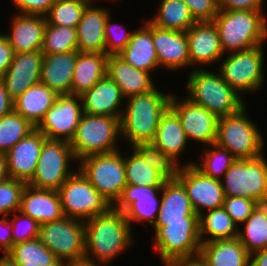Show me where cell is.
I'll return each mask as SVG.
<instances>
[{
	"label": "cell",
	"instance_id": "obj_1",
	"mask_svg": "<svg viewBox=\"0 0 267 266\" xmlns=\"http://www.w3.org/2000/svg\"><path fill=\"white\" fill-rule=\"evenodd\" d=\"M85 256L89 263L110 265L136 243L133 228L123 212L111 207L106 213L84 221Z\"/></svg>",
	"mask_w": 267,
	"mask_h": 266
},
{
	"label": "cell",
	"instance_id": "obj_2",
	"mask_svg": "<svg viewBox=\"0 0 267 266\" xmlns=\"http://www.w3.org/2000/svg\"><path fill=\"white\" fill-rule=\"evenodd\" d=\"M154 90L126 98L120 119L121 142L125 140L132 148L138 144L152 143L161 116L170 107L173 92Z\"/></svg>",
	"mask_w": 267,
	"mask_h": 266
},
{
	"label": "cell",
	"instance_id": "obj_3",
	"mask_svg": "<svg viewBox=\"0 0 267 266\" xmlns=\"http://www.w3.org/2000/svg\"><path fill=\"white\" fill-rule=\"evenodd\" d=\"M258 10H219L213 23L219 32L224 54L244 51L265 44L267 18Z\"/></svg>",
	"mask_w": 267,
	"mask_h": 266
},
{
	"label": "cell",
	"instance_id": "obj_4",
	"mask_svg": "<svg viewBox=\"0 0 267 266\" xmlns=\"http://www.w3.org/2000/svg\"><path fill=\"white\" fill-rule=\"evenodd\" d=\"M187 98L206 108L218 118L235 114L247 102L237 94L222 78L217 70L193 69L186 78Z\"/></svg>",
	"mask_w": 267,
	"mask_h": 266
},
{
	"label": "cell",
	"instance_id": "obj_5",
	"mask_svg": "<svg viewBox=\"0 0 267 266\" xmlns=\"http://www.w3.org/2000/svg\"><path fill=\"white\" fill-rule=\"evenodd\" d=\"M247 104L237 113L219 117L215 144L227 149L237 159H253L263 155L265 138L257 122L247 112Z\"/></svg>",
	"mask_w": 267,
	"mask_h": 266
},
{
	"label": "cell",
	"instance_id": "obj_6",
	"mask_svg": "<svg viewBox=\"0 0 267 266\" xmlns=\"http://www.w3.org/2000/svg\"><path fill=\"white\" fill-rule=\"evenodd\" d=\"M120 139V118L83 113L70 146L76 160L80 161L90 155L120 150Z\"/></svg>",
	"mask_w": 267,
	"mask_h": 266
},
{
	"label": "cell",
	"instance_id": "obj_7",
	"mask_svg": "<svg viewBox=\"0 0 267 266\" xmlns=\"http://www.w3.org/2000/svg\"><path fill=\"white\" fill-rule=\"evenodd\" d=\"M153 227V249L163 266L199 254V221L155 222Z\"/></svg>",
	"mask_w": 267,
	"mask_h": 266
},
{
	"label": "cell",
	"instance_id": "obj_8",
	"mask_svg": "<svg viewBox=\"0 0 267 266\" xmlns=\"http://www.w3.org/2000/svg\"><path fill=\"white\" fill-rule=\"evenodd\" d=\"M264 45L224 54L220 60L222 63L219 64V68H216L222 75L223 80L243 99L246 96L244 94H248V92L256 93L262 89V85L265 83Z\"/></svg>",
	"mask_w": 267,
	"mask_h": 266
},
{
	"label": "cell",
	"instance_id": "obj_9",
	"mask_svg": "<svg viewBox=\"0 0 267 266\" xmlns=\"http://www.w3.org/2000/svg\"><path fill=\"white\" fill-rule=\"evenodd\" d=\"M121 150L84 157L77 168L91 185L113 206L126 184L124 152Z\"/></svg>",
	"mask_w": 267,
	"mask_h": 266
},
{
	"label": "cell",
	"instance_id": "obj_10",
	"mask_svg": "<svg viewBox=\"0 0 267 266\" xmlns=\"http://www.w3.org/2000/svg\"><path fill=\"white\" fill-rule=\"evenodd\" d=\"M57 191L64 217L86 221L112 207L78 168Z\"/></svg>",
	"mask_w": 267,
	"mask_h": 266
},
{
	"label": "cell",
	"instance_id": "obj_11",
	"mask_svg": "<svg viewBox=\"0 0 267 266\" xmlns=\"http://www.w3.org/2000/svg\"><path fill=\"white\" fill-rule=\"evenodd\" d=\"M70 162L76 160L70 142L46 139L43 142L34 176L27 183L38 189L58 190L77 169Z\"/></svg>",
	"mask_w": 267,
	"mask_h": 266
},
{
	"label": "cell",
	"instance_id": "obj_12",
	"mask_svg": "<svg viewBox=\"0 0 267 266\" xmlns=\"http://www.w3.org/2000/svg\"><path fill=\"white\" fill-rule=\"evenodd\" d=\"M38 239L57 259L67 263L84 261V221L69 217L40 224Z\"/></svg>",
	"mask_w": 267,
	"mask_h": 266
},
{
	"label": "cell",
	"instance_id": "obj_13",
	"mask_svg": "<svg viewBox=\"0 0 267 266\" xmlns=\"http://www.w3.org/2000/svg\"><path fill=\"white\" fill-rule=\"evenodd\" d=\"M225 196H239L254 201L267 195V160L236 159L221 179Z\"/></svg>",
	"mask_w": 267,
	"mask_h": 266
},
{
	"label": "cell",
	"instance_id": "obj_14",
	"mask_svg": "<svg viewBox=\"0 0 267 266\" xmlns=\"http://www.w3.org/2000/svg\"><path fill=\"white\" fill-rule=\"evenodd\" d=\"M193 162L190 160L180 166L176 178L183 184L192 208L199 216L223 207L225 193L221 180L205 175Z\"/></svg>",
	"mask_w": 267,
	"mask_h": 266
},
{
	"label": "cell",
	"instance_id": "obj_15",
	"mask_svg": "<svg viewBox=\"0 0 267 266\" xmlns=\"http://www.w3.org/2000/svg\"><path fill=\"white\" fill-rule=\"evenodd\" d=\"M83 115L81 96L58 95L54 104L46 112L36 127L47 139L70 142L76 133Z\"/></svg>",
	"mask_w": 267,
	"mask_h": 266
},
{
	"label": "cell",
	"instance_id": "obj_16",
	"mask_svg": "<svg viewBox=\"0 0 267 266\" xmlns=\"http://www.w3.org/2000/svg\"><path fill=\"white\" fill-rule=\"evenodd\" d=\"M175 94H172L170 108L179 117L188 141L193 140L202 148L214 144L218 117L186 96L179 98Z\"/></svg>",
	"mask_w": 267,
	"mask_h": 266
},
{
	"label": "cell",
	"instance_id": "obj_17",
	"mask_svg": "<svg viewBox=\"0 0 267 266\" xmlns=\"http://www.w3.org/2000/svg\"><path fill=\"white\" fill-rule=\"evenodd\" d=\"M161 187L126 185L112 207L123 212L131 228L133 221L141 224L147 222L153 226L159 214Z\"/></svg>",
	"mask_w": 267,
	"mask_h": 266
},
{
	"label": "cell",
	"instance_id": "obj_18",
	"mask_svg": "<svg viewBox=\"0 0 267 266\" xmlns=\"http://www.w3.org/2000/svg\"><path fill=\"white\" fill-rule=\"evenodd\" d=\"M186 35L188 38L190 68L201 69V67H205L206 69L210 64L220 63L224 52L219 32L213 21L196 22L186 31Z\"/></svg>",
	"mask_w": 267,
	"mask_h": 266
},
{
	"label": "cell",
	"instance_id": "obj_19",
	"mask_svg": "<svg viewBox=\"0 0 267 266\" xmlns=\"http://www.w3.org/2000/svg\"><path fill=\"white\" fill-rule=\"evenodd\" d=\"M46 139V136L35 128L5 154L10 178L26 183L32 179L43 142Z\"/></svg>",
	"mask_w": 267,
	"mask_h": 266
},
{
	"label": "cell",
	"instance_id": "obj_20",
	"mask_svg": "<svg viewBox=\"0 0 267 266\" xmlns=\"http://www.w3.org/2000/svg\"><path fill=\"white\" fill-rule=\"evenodd\" d=\"M43 57L41 50L14 54L2 80L13 101L40 82Z\"/></svg>",
	"mask_w": 267,
	"mask_h": 266
},
{
	"label": "cell",
	"instance_id": "obj_21",
	"mask_svg": "<svg viewBox=\"0 0 267 266\" xmlns=\"http://www.w3.org/2000/svg\"><path fill=\"white\" fill-rule=\"evenodd\" d=\"M152 41L159 68L162 67L171 72L190 68L186 32L161 29L152 25Z\"/></svg>",
	"mask_w": 267,
	"mask_h": 266
},
{
	"label": "cell",
	"instance_id": "obj_22",
	"mask_svg": "<svg viewBox=\"0 0 267 266\" xmlns=\"http://www.w3.org/2000/svg\"><path fill=\"white\" fill-rule=\"evenodd\" d=\"M81 99L83 113L105 115L120 119L124 109L121 105L126 100L120 88L107 74L91 89L82 94Z\"/></svg>",
	"mask_w": 267,
	"mask_h": 266
},
{
	"label": "cell",
	"instance_id": "obj_23",
	"mask_svg": "<svg viewBox=\"0 0 267 266\" xmlns=\"http://www.w3.org/2000/svg\"><path fill=\"white\" fill-rule=\"evenodd\" d=\"M9 33H5L14 53L41 50L46 18L42 15L14 13Z\"/></svg>",
	"mask_w": 267,
	"mask_h": 266
},
{
	"label": "cell",
	"instance_id": "obj_24",
	"mask_svg": "<svg viewBox=\"0 0 267 266\" xmlns=\"http://www.w3.org/2000/svg\"><path fill=\"white\" fill-rule=\"evenodd\" d=\"M110 11L111 9L94 4L86 6L76 27L79 52L105 53L104 28Z\"/></svg>",
	"mask_w": 267,
	"mask_h": 266
},
{
	"label": "cell",
	"instance_id": "obj_25",
	"mask_svg": "<svg viewBox=\"0 0 267 266\" xmlns=\"http://www.w3.org/2000/svg\"><path fill=\"white\" fill-rule=\"evenodd\" d=\"M106 74L120 88L125 99L157 87L151 77L153 74L133 67L118 55H108Z\"/></svg>",
	"mask_w": 267,
	"mask_h": 266
},
{
	"label": "cell",
	"instance_id": "obj_26",
	"mask_svg": "<svg viewBox=\"0 0 267 266\" xmlns=\"http://www.w3.org/2000/svg\"><path fill=\"white\" fill-rule=\"evenodd\" d=\"M199 221L183 184L177 179H167L161 187V204L155 222Z\"/></svg>",
	"mask_w": 267,
	"mask_h": 266
},
{
	"label": "cell",
	"instance_id": "obj_27",
	"mask_svg": "<svg viewBox=\"0 0 267 266\" xmlns=\"http://www.w3.org/2000/svg\"><path fill=\"white\" fill-rule=\"evenodd\" d=\"M39 224L60 220L64 217L57 190L38 189L26 184L20 209Z\"/></svg>",
	"mask_w": 267,
	"mask_h": 266
},
{
	"label": "cell",
	"instance_id": "obj_28",
	"mask_svg": "<svg viewBox=\"0 0 267 266\" xmlns=\"http://www.w3.org/2000/svg\"><path fill=\"white\" fill-rule=\"evenodd\" d=\"M79 51L44 55L40 82L57 95L71 94L75 62Z\"/></svg>",
	"mask_w": 267,
	"mask_h": 266
},
{
	"label": "cell",
	"instance_id": "obj_29",
	"mask_svg": "<svg viewBox=\"0 0 267 266\" xmlns=\"http://www.w3.org/2000/svg\"><path fill=\"white\" fill-rule=\"evenodd\" d=\"M143 26L133 29L127 46L118 54L125 62L149 73L159 69L155 46L152 41V24L148 19Z\"/></svg>",
	"mask_w": 267,
	"mask_h": 266
},
{
	"label": "cell",
	"instance_id": "obj_30",
	"mask_svg": "<svg viewBox=\"0 0 267 266\" xmlns=\"http://www.w3.org/2000/svg\"><path fill=\"white\" fill-rule=\"evenodd\" d=\"M188 143V138L179 117L169 107L161 116L152 144L166 153L179 166H182L185 165V162L182 164L183 161L181 162L179 158L186 152Z\"/></svg>",
	"mask_w": 267,
	"mask_h": 266
},
{
	"label": "cell",
	"instance_id": "obj_31",
	"mask_svg": "<svg viewBox=\"0 0 267 266\" xmlns=\"http://www.w3.org/2000/svg\"><path fill=\"white\" fill-rule=\"evenodd\" d=\"M57 96L48 86L39 82L13 101V109L37 127Z\"/></svg>",
	"mask_w": 267,
	"mask_h": 266
},
{
	"label": "cell",
	"instance_id": "obj_32",
	"mask_svg": "<svg viewBox=\"0 0 267 266\" xmlns=\"http://www.w3.org/2000/svg\"><path fill=\"white\" fill-rule=\"evenodd\" d=\"M107 57L105 53H81L75 62L71 95L81 96L106 75Z\"/></svg>",
	"mask_w": 267,
	"mask_h": 266
},
{
	"label": "cell",
	"instance_id": "obj_33",
	"mask_svg": "<svg viewBox=\"0 0 267 266\" xmlns=\"http://www.w3.org/2000/svg\"><path fill=\"white\" fill-rule=\"evenodd\" d=\"M199 254L210 266H250V254L238 237L202 243Z\"/></svg>",
	"mask_w": 267,
	"mask_h": 266
},
{
	"label": "cell",
	"instance_id": "obj_34",
	"mask_svg": "<svg viewBox=\"0 0 267 266\" xmlns=\"http://www.w3.org/2000/svg\"><path fill=\"white\" fill-rule=\"evenodd\" d=\"M238 229V226L223 207L208 210L199 215L201 243L234 239L238 237Z\"/></svg>",
	"mask_w": 267,
	"mask_h": 266
},
{
	"label": "cell",
	"instance_id": "obj_35",
	"mask_svg": "<svg viewBox=\"0 0 267 266\" xmlns=\"http://www.w3.org/2000/svg\"><path fill=\"white\" fill-rule=\"evenodd\" d=\"M157 13L149 22L161 29L186 32L196 23L183 0H161Z\"/></svg>",
	"mask_w": 267,
	"mask_h": 266
},
{
	"label": "cell",
	"instance_id": "obj_36",
	"mask_svg": "<svg viewBox=\"0 0 267 266\" xmlns=\"http://www.w3.org/2000/svg\"><path fill=\"white\" fill-rule=\"evenodd\" d=\"M203 147L205 148L201 149L199 161L195 160L193 164L205 175L221 180L237 158L215 143Z\"/></svg>",
	"mask_w": 267,
	"mask_h": 266
},
{
	"label": "cell",
	"instance_id": "obj_37",
	"mask_svg": "<svg viewBox=\"0 0 267 266\" xmlns=\"http://www.w3.org/2000/svg\"><path fill=\"white\" fill-rule=\"evenodd\" d=\"M132 151L133 153L124 155L126 184L163 186L167 179L155 168L149 166L134 149Z\"/></svg>",
	"mask_w": 267,
	"mask_h": 266
},
{
	"label": "cell",
	"instance_id": "obj_38",
	"mask_svg": "<svg viewBox=\"0 0 267 266\" xmlns=\"http://www.w3.org/2000/svg\"><path fill=\"white\" fill-rule=\"evenodd\" d=\"M242 225L238 238L250 255L267 248V217L264 214L254 209Z\"/></svg>",
	"mask_w": 267,
	"mask_h": 266
},
{
	"label": "cell",
	"instance_id": "obj_39",
	"mask_svg": "<svg viewBox=\"0 0 267 266\" xmlns=\"http://www.w3.org/2000/svg\"><path fill=\"white\" fill-rule=\"evenodd\" d=\"M7 255L25 266H46L57 259L38 238L13 245Z\"/></svg>",
	"mask_w": 267,
	"mask_h": 266
},
{
	"label": "cell",
	"instance_id": "obj_40",
	"mask_svg": "<svg viewBox=\"0 0 267 266\" xmlns=\"http://www.w3.org/2000/svg\"><path fill=\"white\" fill-rule=\"evenodd\" d=\"M36 127L14 109L0 117V153L6 154Z\"/></svg>",
	"mask_w": 267,
	"mask_h": 266
},
{
	"label": "cell",
	"instance_id": "obj_41",
	"mask_svg": "<svg viewBox=\"0 0 267 266\" xmlns=\"http://www.w3.org/2000/svg\"><path fill=\"white\" fill-rule=\"evenodd\" d=\"M78 50L76 28L51 25L46 22L43 44V55L58 54Z\"/></svg>",
	"mask_w": 267,
	"mask_h": 266
},
{
	"label": "cell",
	"instance_id": "obj_42",
	"mask_svg": "<svg viewBox=\"0 0 267 266\" xmlns=\"http://www.w3.org/2000/svg\"><path fill=\"white\" fill-rule=\"evenodd\" d=\"M87 5L85 0H56L45 15L46 22L76 28Z\"/></svg>",
	"mask_w": 267,
	"mask_h": 266
},
{
	"label": "cell",
	"instance_id": "obj_43",
	"mask_svg": "<svg viewBox=\"0 0 267 266\" xmlns=\"http://www.w3.org/2000/svg\"><path fill=\"white\" fill-rule=\"evenodd\" d=\"M131 149H134L149 166L155 168L166 179L176 178L180 166L152 143L138 144Z\"/></svg>",
	"mask_w": 267,
	"mask_h": 266
},
{
	"label": "cell",
	"instance_id": "obj_44",
	"mask_svg": "<svg viewBox=\"0 0 267 266\" xmlns=\"http://www.w3.org/2000/svg\"><path fill=\"white\" fill-rule=\"evenodd\" d=\"M26 182L9 178L0 184V217L18 212Z\"/></svg>",
	"mask_w": 267,
	"mask_h": 266
},
{
	"label": "cell",
	"instance_id": "obj_45",
	"mask_svg": "<svg viewBox=\"0 0 267 266\" xmlns=\"http://www.w3.org/2000/svg\"><path fill=\"white\" fill-rule=\"evenodd\" d=\"M111 17L110 14L104 28L105 54L118 55L129 43L133 31L127 30L126 26H122L123 24H114Z\"/></svg>",
	"mask_w": 267,
	"mask_h": 266
},
{
	"label": "cell",
	"instance_id": "obj_46",
	"mask_svg": "<svg viewBox=\"0 0 267 266\" xmlns=\"http://www.w3.org/2000/svg\"><path fill=\"white\" fill-rule=\"evenodd\" d=\"M13 214L10 216L13 227V245L39 237L40 224L36 220L21 211H18V214L17 211Z\"/></svg>",
	"mask_w": 267,
	"mask_h": 266
},
{
	"label": "cell",
	"instance_id": "obj_47",
	"mask_svg": "<svg viewBox=\"0 0 267 266\" xmlns=\"http://www.w3.org/2000/svg\"><path fill=\"white\" fill-rule=\"evenodd\" d=\"M223 208L239 228L254 210V200L239 196H225Z\"/></svg>",
	"mask_w": 267,
	"mask_h": 266
},
{
	"label": "cell",
	"instance_id": "obj_48",
	"mask_svg": "<svg viewBox=\"0 0 267 266\" xmlns=\"http://www.w3.org/2000/svg\"><path fill=\"white\" fill-rule=\"evenodd\" d=\"M196 22H211L219 12V0H183Z\"/></svg>",
	"mask_w": 267,
	"mask_h": 266
},
{
	"label": "cell",
	"instance_id": "obj_49",
	"mask_svg": "<svg viewBox=\"0 0 267 266\" xmlns=\"http://www.w3.org/2000/svg\"><path fill=\"white\" fill-rule=\"evenodd\" d=\"M15 13L45 16L56 0H11Z\"/></svg>",
	"mask_w": 267,
	"mask_h": 266
},
{
	"label": "cell",
	"instance_id": "obj_50",
	"mask_svg": "<svg viewBox=\"0 0 267 266\" xmlns=\"http://www.w3.org/2000/svg\"><path fill=\"white\" fill-rule=\"evenodd\" d=\"M264 2V0H219V10L263 11Z\"/></svg>",
	"mask_w": 267,
	"mask_h": 266
},
{
	"label": "cell",
	"instance_id": "obj_51",
	"mask_svg": "<svg viewBox=\"0 0 267 266\" xmlns=\"http://www.w3.org/2000/svg\"><path fill=\"white\" fill-rule=\"evenodd\" d=\"M14 50L9 44L5 33L0 32V81L3 80V76L6 70L9 68L14 57Z\"/></svg>",
	"mask_w": 267,
	"mask_h": 266
},
{
	"label": "cell",
	"instance_id": "obj_52",
	"mask_svg": "<svg viewBox=\"0 0 267 266\" xmlns=\"http://www.w3.org/2000/svg\"><path fill=\"white\" fill-rule=\"evenodd\" d=\"M12 221L9 216L0 218V250L3 255L7 254L13 247Z\"/></svg>",
	"mask_w": 267,
	"mask_h": 266
},
{
	"label": "cell",
	"instance_id": "obj_53",
	"mask_svg": "<svg viewBox=\"0 0 267 266\" xmlns=\"http://www.w3.org/2000/svg\"><path fill=\"white\" fill-rule=\"evenodd\" d=\"M13 110V100L10 98L3 81H0V117Z\"/></svg>",
	"mask_w": 267,
	"mask_h": 266
},
{
	"label": "cell",
	"instance_id": "obj_54",
	"mask_svg": "<svg viewBox=\"0 0 267 266\" xmlns=\"http://www.w3.org/2000/svg\"><path fill=\"white\" fill-rule=\"evenodd\" d=\"M172 266H210L205 259L200 255H194L182 260H179Z\"/></svg>",
	"mask_w": 267,
	"mask_h": 266
},
{
	"label": "cell",
	"instance_id": "obj_55",
	"mask_svg": "<svg viewBox=\"0 0 267 266\" xmlns=\"http://www.w3.org/2000/svg\"><path fill=\"white\" fill-rule=\"evenodd\" d=\"M250 266H267V248L250 255Z\"/></svg>",
	"mask_w": 267,
	"mask_h": 266
},
{
	"label": "cell",
	"instance_id": "obj_56",
	"mask_svg": "<svg viewBox=\"0 0 267 266\" xmlns=\"http://www.w3.org/2000/svg\"><path fill=\"white\" fill-rule=\"evenodd\" d=\"M254 209L267 217V195L261 196L254 201Z\"/></svg>",
	"mask_w": 267,
	"mask_h": 266
},
{
	"label": "cell",
	"instance_id": "obj_57",
	"mask_svg": "<svg viewBox=\"0 0 267 266\" xmlns=\"http://www.w3.org/2000/svg\"><path fill=\"white\" fill-rule=\"evenodd\" d=\"M9 178L5 154L0 153V184Z\"/></svg>",
	"mask_w": 267,
	"mask_h": 266
},
{
	"label": "cell",
	"instance_id": "obj_58",
	"mask_svg": "<svg viewBox=\"0 0 267 266\" xmlns=\"http://www.w3.org/2000/svg\"><path fill=\"white\" fill-rule=\"evenodd\" d=\"M0 256V266H17V264L7 254Z\"/></svg>",
	"mask_w": 267,
	"mask_h": 266
},
{
	"label": "cell",
	"instance_id": "obj_59",
	"mask_svg": "<svg viewBox=\"0 0 267 266\" xmlns=\"http://www.w3.org/2000/svg\"><path fill=\"white\" fill-rule=\"evenodd\" d=\"M67 266H107L103 264L89 263L86 261L68 263Z\"/></svg>",
	"mask_w": 267,
	"mask_h": 266
},
{
	"label": "cell",
	"instance_id": "obj_60",
	"mask_svg": "<svg viewBox=\"0 0 267 266\" xmlns=\"http://www.w3.org/2000/svg\"><path fill=\"white\" fill-rule=\"evenodd\" d=\"M67 262L60 260V259H56L53 263L48 264L46 266H67Z\"/></svg>",
	"mask_w": 267,
	"mask_h": 266
},
{
	"label": "cell",
	"instance_id": "obj_61",
	"mask_svg": "<svg viewBox=\"0 0 267 266\" xmlns=\"http://www.w3.org/2000/svg\"><path fill=\"white\" fill-rule=\"evenodd\" d=\"M88 2V4H95L96 1H99V0H85ZM101 1H104V0H101ZM107 2V0H105ZM112 1V0H110ZM114 1V0H113Z\"/></svg>",
	"mask_w": 267,
	"mask_h": 266
},
{
	"label": "cell",
	"instance_id": "obj_62",
	"mask_svg": "<svg viewBox=\"0 0 267 266\" xmlns=\"http://www.w3.org/2000/svg\"><path fill=\"white\" fill-rule=\"evenodd\" d=\"M17 266H25V264H17Z\"/></svg>",
	"mask_w": 267,
	"mask_h": 266
}]
</instances>
